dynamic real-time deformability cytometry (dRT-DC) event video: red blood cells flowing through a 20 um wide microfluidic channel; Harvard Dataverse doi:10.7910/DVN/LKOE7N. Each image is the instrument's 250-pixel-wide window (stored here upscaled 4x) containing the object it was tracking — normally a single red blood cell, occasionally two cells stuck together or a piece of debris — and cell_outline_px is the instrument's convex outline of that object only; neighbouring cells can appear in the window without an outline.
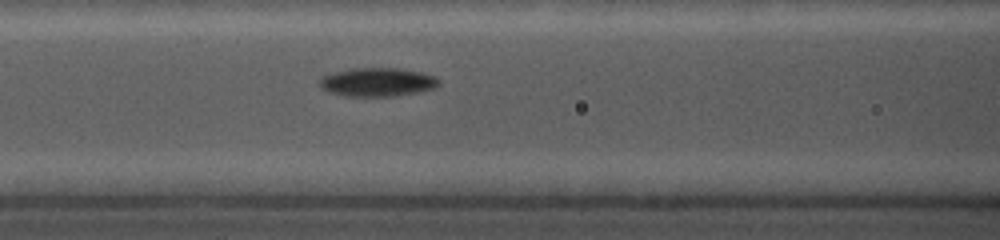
{"species": "common noctule bat (a hibernating species)", "species_latin": "Nyctalus noctula", "temperature_condition": "cold", "stored_images_in_passage": 5, "segment_of_instrument_passage": [1, 2], "camera_frame_rate_fps": 5000, "um_per_image_px": 0.085, "animal": {"sex": "female", "body_mass_g": 19.0, "forearm_length_mm": 56.7}, "frame": {"image": 1, "passage_image": 4, "time_ms": 3.0, "image_size_px": [1000, 240], "cell_outline_px": [[440, 84], [432, 88], [416, 92], [396, 96], [344, 96], [328, 92], [320, 88], [320, 76], [352, 68], [396, 68], [420, 72], [432, 76], [440, 80]], "centroid_in_image_um": [32.02, 6.98], "position_along_channel_um": 134.6, "area_um2": 19.77}}